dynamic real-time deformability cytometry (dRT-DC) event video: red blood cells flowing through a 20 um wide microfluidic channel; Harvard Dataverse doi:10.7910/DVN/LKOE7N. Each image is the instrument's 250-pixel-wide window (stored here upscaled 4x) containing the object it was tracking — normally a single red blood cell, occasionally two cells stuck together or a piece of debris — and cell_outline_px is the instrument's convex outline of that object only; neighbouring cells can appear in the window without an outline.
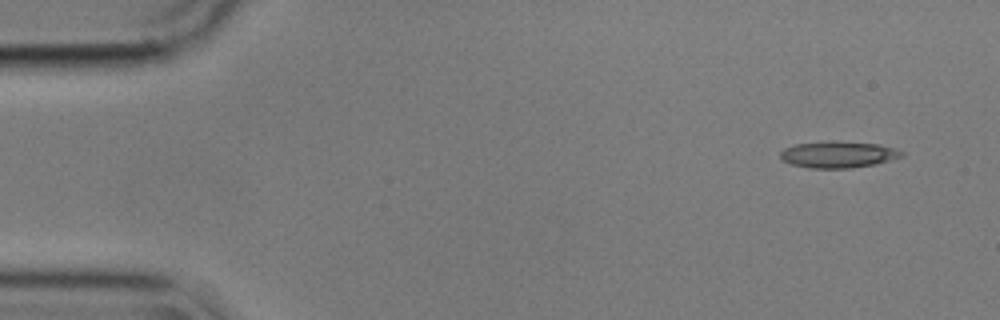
{"species": "common noctule bat (a hibernating species)", "species_latin": "Nyctalus noctula", "temperature_condition": "cold", "stored_images_in_passage": 53, "camera_frame_rate_fps": 3000, "um_per_image_px": 0.085, "animal": {"sex": "male", "body_mass_g": 17.9}, "frame": {"image": 1, "passage_image": 1, "time_ms": 0.0, "image_size_px": [1000, 320], "cell_outline_px": [[904, 156], [872, 164], [848, 168], [808, 168], [792, 164], [780, 160], [780, 152], [784, 148], [796, 144], [824, 140], [832, 140], [880, 144], [904, 152]], "centroid_in_image_um": [71.18, 13.11], "position_along_channel_um": 13.8, "area_um2": 18.84}}
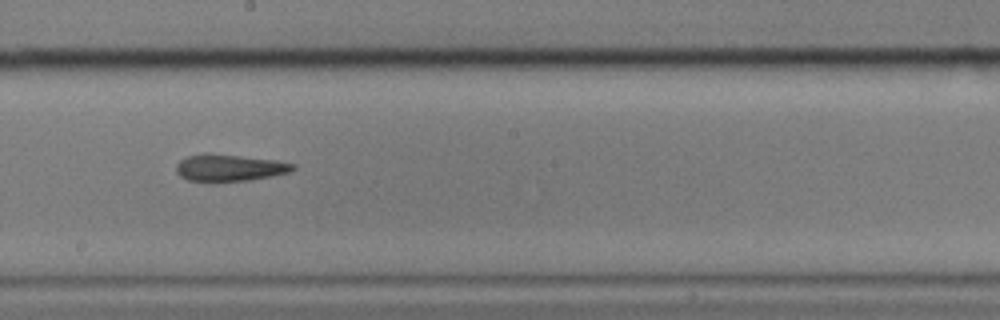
{"frame": {"image": 2, "passage_image": 28, "time_ms": 9.0, "image_size_px": [1000, 320], "cell_outline_px": [[296, 168], [288, 172], [272, 176], [248, 180], [188, 180], [180, 176], [176, 172], [176, 164], [180, 160], [188, 156], [204, 152], [208, 152], [276, 160], [296, 164]], "centroid_in_image_um": [19.5, 14.22], "position_along_channel_um": 228.7, "area_um2": 18.09}}
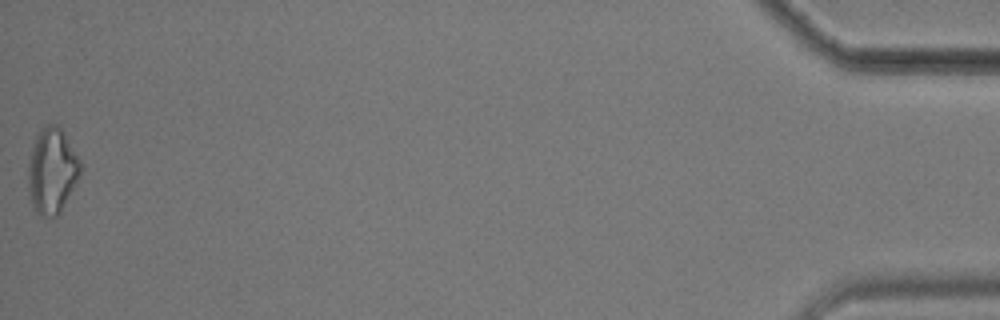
{"frame": {"image": 3, "passage_image": 53, "time_ms": 17.333, "image_size_px": [1000, 320], "cell_outline_px": [[84, 168], [76, 184], [60, 212], [56, 216], [40, 216], [36, 212], [32, 204], [28, 192], [28, 164], [32, 148], [36, 136], [40, 128], [48, 124], [56, 124], [64, 132], [84, 164]], "centroid_in_image_um": [4.45, 14.5], "position_along_channel_um": 430.7, "area_um2": 26.47}, "authors_computed_cell_mechanics": {"area_um2": 18.8428, "velocity_mm_per_s": 3.5697, "shape_relaxation_time_tau1_ms": 8.8468, "shape_relaxation_time_tau2_ms": 4.8607, "deformation_change_tau1": 0.1887, "deformation_change_tau2": 0.1716}}